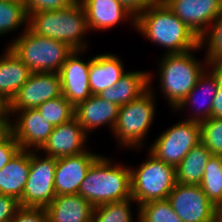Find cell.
<instances>
[{
  "label": "cell",
  "instance_id": "obj_6",
  "mask_svg": "<svg viewBox=\"0 0 222 222\" xmlns=\"http://www.w3.org/2000/svg\"><path fill=\"white\" fill-rule=\"evenodd\" d=\"M9 47L32 73H58L74 52L68 44L34 33L29 27L18 37L9 40Z\"/></svg>",
  "mask_w": 222,
  "mask_h": 222
},
{
  "label": "cell",
  "instance_id": "obj_40",
  "mask_svg": "<svg viewBox=\"0 0 222 222\" xmlns=\"http://www.w3.org/2000/svg\"><path fill=\"white\" fill-rule=\"evenodd\" d=\"M0 115H8V104L0 96Z\"/></svg>",
  "mask_w": 222,
  "mask_h": 222
},
{
  "label": "cell",
  "instance_id": "obj_4",
  "mask_svg": "<svg viewBox=\"0 0 222 222\" xmlns=\"http://www.w3.org/2000/svg\"><path fill=\"white\" fill-rule=\"evenodd\" d=\"M28 27L37 35L64 42L74 50L90 49L87 15L79 0L63 9L31 13Z\"/></svg>",
  "mask_w": 222,
  "mask_h": 222
},
{
  "label": "cell",
  "instance_id": "obj_18",
  "mask_svg": "<svg viewBox=\"0 0 222 222\" xmlns=\"http://www.w3.org/2000/svg\"><path fill=\"white\" fill-rule=\"evenodd\" d=\"M217 88L216 78L206 69L199 77L195 87L178 107H176L173 113H183V110H187L189 114L184 120L198 123L209 119L211 117L213 100L217 94Z\"/></svg>",
  "mask_w": 222,
  "mask_h": 222
},
{
  "label": "cell",
  "instance_id": "obj_32",
  "mask_svg": "<svg viewBox=\"0 0 222 222\" xmlns=\"http://www.w3.org/2000/svg\"><path fill=\"white\" fill-rule=\"evenodd\" d=\"M199 124L201 143L212 155H222V119L210 117Z\"/></svg>",
  "mask_w": 222,
  "mask_h": 222
},
{
  "label": "cell",
  "instance_id": "obj_8",
  "mask_svg": "<svg viewBox=\"0 0 222 222\" xmlns=\"http://www.w3.org/2000/svg\"><path fill=\"white\" fill-rule=\"evenodd\" d=\"M147 150L157 159L177 167L188 152L201 142L200 124L182 119L166 128Z\"/></svg>",
  "mask_w": 222,
  "mask_h": 222
},
{
  "label": "cell",
  "instance_id": "obj_3",
  "mask_svg": "<svg viewBox=\"0 0 222 222\" xmlns=\"http://www.w3.org/2000/svg\"><path fill=\"white\" fill-rule=\"evenodd\" d=\"M111 158L101 155L80 185L78 194L94 207L132 198L130 165Z\"/></svg>",
  "mask_w": 222,
  "mask_h": 222
},
{
  "label": "cell",
  "instance_id": "obj_14",
  "mask_svg": "<svg viewBox=\"0 0 222 222\" xmlns=\"http://www.w3.org/2000/svg\"><path fill=\"white\" fill-rule=\"evenodd\" d=\"M90 136L78 120L73 117L68 122L53 128L45 144L38 150L48 157L61 158L86 152Z\"/></svg>",
  "mask_w": 222,
  "mask_h": 222
},
{
  "label": "cell",
  "instance_id": "obj_29",
  "mask_svg": "<svg viewBox=\"0 0 222 222\" xmlns=\"http://www.w3.org/2000/svg\"><path fill=\"white\" fill-rule=\"evenodd\" d=\"M36 110L53 127L68 122L75 113V107L63 95L40 104Z\"/></svg>",
  "mask_w": 222,
  "mask_h": 222
},
{
  "label": "cell",
  "instance_id": "obj_2",
  "mask_svg": "<svg viewBox=\"0 0 222 222\" xmlns=\"http://www.w3.org/2000/svg\"><path fill=\"white\" fill-rule=\"evenodd\" d=\"M202 50L199 45L185 53L161 54L162 57L158 60V90L163 94L172 112L195 87L199 77L207 69L206 56L203 55V60L197 59L196 53Z\"/></svg>",
  "mask_w": 222,
  "mask_h": 222
},
{
  "label": "cell",
  "instance_id": "obj_23",
  "mask_svg": "<svg viewBox=\"0 0 222 222\" xmlns=\"http://www.w3.org/2000/svg\"><path fill=\"white\" fill-rule=\"evenodd\" d=\"M148 90L149 70H127L115 86L106 88L98 95L121 107L141 97Z\"/></svg>",
  "mask_w": 222,
  "mask_h": 222
},
{
  "label": "cell",
  "instance_id": "obj_41",
  "mask_svg": "<svg viewBox=\"0 0 222 222\" xmlns=\"http://www.w3.org/2000/svg\"><path fill=\"white\" fill-rule=\"evenodd\" d=\"M217 222H222V208L218 209V219Z\"/></svg>",
  "mask_w": 222,
  "mask_h": 222
},
{
  "label": "cell",
  "instance_id": "obj_33",
  "mask_svg": "<svg viewBox=\"0 0 222 222\" xmlns=\"http://www.w3.org/2000/svg\"><path fill=\"white\" fill-rule=\"evenodd\" d=\"M207 69L217 81V94L213 100L211 117L222 119V61H208Z\"/></svg>",
  "mask_w": 222,
  "mask_h": 222
},
{
  "label": "cell",
  "instance_id": "obj_21",
  "mask_svg": "<svg viewBox=\"0 0 222 222\" xmlns=\"http://www.w3.org/2000/svg\"><path fill=\"white\" fill-rule=\"evenodd\" d=\"M45 211L47 222H92L94 206L79 194L57 195Z\"/></svg>",
  "mask_w": 222,
  "mask_h": 222
},
{
  "label": "cell",
  "instance_id": "obj_20",
  "mask_svg": "<svg viewBox=\"0 0 222 222\" xmlns=\"http://www.w3.org/2000/svg\"><path fill=\"white\" fill-rule=\"evenodd\" d=\"M121 56L113 53L96 54L90 58L89 86L92 95H98L106 88L115 86L127 72Z\"/></svg>",
  "mask_w": 222,
  "mask_h": 222
},
{
  "label": "cell",
  "instance_id": "obj_13",
  "mask_svg": "<svg viewBox=\"0 0 222 222\" xmlns=\"http://www.w3.org/2000/svg\"><path fill=\"white\" fill-rule=\"evenodd\" d=\"M86 52L87 50H74L58 72L62 95L74 107L92 95L89 86L90 58H82Z\"/></svg>",
  "mask_w": 222,
  "mask_h": 222
},
{
  "label": "cell",
  "instance_id": "obj_37",
  "mask_svg": "<svg viewBox=\"0 0 222 222\" xmlns=\"http://www.w3.org/2000/svg\"><path fill=\"white\" fill-rule=\"evenodd\" d=\"M19 208L17 199L0 194V222H10Z\"/></svg>",
  "mask_w": 222,
  "mask_h": 222
},
{
  "label": "cell",
  "instance_id": "obj_17",
  "mask_svg": "<svg viewBox=\"0 0 222 222\" xmlns=\"http://www.w3.org/2000/svg\"><path fill=\"white\" fill-rule=\"evenodd\" d=\"M86 12L90 32H106L128 23L135 30L136 16L120 0H79ZM131 24V25H130Z\"/></svg>",
  "mask_w": 222,
  "mask_h": 222
},
{
  "label": "cell",
  "instance_id": "obj_19",
  "mask_svg": "<svg viewBox=\"0 0 222 222\" xmlns=\"http://www.w3.org/2000/svg\"><path fill=\"white\" fill-rule=\"evenodd\" d=\"M119 108L120 106L117 104L107 101L99 95H91L88 99L75 106L74 117L91 137L90 134H93L91 132H95V130L103 126L108 128V131H113Z\"/></svg>",
  "mask_w": 222,
  "mask_h": 222
},
{
  "label": "cell",
  "instance_id": "obj_9",
  "mask_svg": "<svg viewBox=\"0 0 222 222\" xmlns=\"http://www.w3.org/2000/svg\"><path fill=\"white\" fill-rule=\"evenodd\" d=\"M56 165L57 158L30 150V170L19 201L20 207L45 209L52 203L56 197L54 189Z\"/></svg>",
  "mask_w": 222,
  "mask_h": 222
},
{
  "label": "cell",
  "instance_id": "obj_5",
  "mask_svg": "<svg viewBox=\"0 0 222 222\" xmlns=\"http://www.w3.org/2000/svg\"><path fill=\"white\" fill-rule=\"evenodd\" d=\"M155 74L149 70V90L141 97L122 105L119 108V114L116 124L111 132L115 138L118 148L132 149L141 151L146 148L144 141H148L149 131L154 123L157 107V97H155V86L152 85ZM153 77V78H152ZM153 86V87H152ZM155 89V90H154ZM157 109V110H156ZM146 144V145H145ZM145 145V147H144ZM140 151H139V150Z\"/></svg>",
  "mask_w": 222,
  "mask_h": 222
},
{
  "label": "cell",
  "instance_id": "obj_34",
  "mask_svg": "<svg viewBox=\"0 0 222 222\" xmlns=\"http://www.w3.org/2000/svg\"><path fill=\"white\" fill-rule=\"evenodd\" d=\"M28 16L37 11L58 10L75 4L78 0H22Z\"/></svg>",
  "mask_w": 222,
  "mask_h": 222
},
{
  "label": "cell",
  "instance_id": "obj_26",
  "mask_svg": "<svg viewBox=\"0 0 222 222\" xmlns=\"http://www.w3.org/2000/svg\"><path fill=\"white\" fill-rule=\"evenodd\" d=\"M28 21L29 16L22 0H0V38L21 30L17 32L18 37L28 28Z\"/></svg>",
  "mask_w": 222,
  "mask_h": 222
},
{
  "label": "cell",
  "instance_id": "obj_24",
  "mask_svg": "<svg viewBox=\"0 0 222 222\" xmlns=\"http://www.w3.org/2000/svg\"><path fill=\"white\" fill-rule=\"evenodd\" d=\"M30 170V150L20 149L0 170V194L20 201Z\"/></svg>",
  "mask_w": 222,
  "mask_h": 222
},
{
  "label": "cell",
  "instance_id": "obj_10",
  "mask_svg": "<svg viewBox=\"0 0 222 222\" xmlns=\"http://www.w3.org/2000/svg\"><path fill=\"white\" fill-rule=\"evenodd\" d=\"M167 200L182 222H217L218 208L208 200L200 185L176 182Z\"/></svg>",
  "mask_w": 222,
  "mask_h": 222
},
{
  "label": "cell",
  "instance_id": "obj_22",
  "mask_svg": "<svg viewBox=\"0 0 222 222\" xmlns=\"http://www.w3.org/2000/svg\"><path fill=\"white\" fill-rule=\"evenodd\" d=\"M0 54V96L9 104L32 72L9 47Z\"/></svg>",
  "mask_w": 222,
  "mask_h": 222
},
{
  "label": "cell",
  "instance_id": "obj_36",
  "mask_svg": "<svg viewBox=\"0 0 222 222\" xmlns=\"http://www.w3.org/2000/svg\"><path fill=\"white\" fill-rule=\"evenodd\" d=\"M19 150V143L15 140L14 135L10 133L0 143V170L15 156Z\"/></svg>",
  "mask_w": 222,
  "mask_h": 222
},
{
  "label": "cell",
  "instance_id": "obj_31",
  "mask_svg": "<svg viewBox=\"0 0 222 222\" xmlns=\"http://www.w3.org/2000/svg\"><path fill=\"white\" fill-rule=\"evenodd\" d=\"M200 46L208 61H222V11L200 38Z\"/></svg>",
  "mask_w": 222,
  "mask_h": 222
},
{
  "label": "cell",
  "instance_id": "obj_35",
  "mask_svg": "<svg viewBox=\"0 0 222 222\" xmlns=\"http://www.w3.org/2000/svg\"><path fill=\"white\" fill-rule=\"evenodd\" d=\"M10 222H47V214L44 208L20 207Z\"/></svg>",
  "mask_w": 222,
  "mask_h": 222
},
{
  "label": "cell",
  "instance_id": "obj_28",
  "mask_svg": "<svg viewBox=\"0 0 222 222\" xmlns=\"http://www.w3.org/2000/svg\"><path fill=\"white\" fill-rule=\"evenodd\" d=\"M133 204L137 206V211L133 210L135 208L132 206ZM133 211L136 212V218ZM92 222H138V205L132 198H129L96 206Z\"/></svg>",
  "mask_w": 222,
  "mask_h": 222
},
{
  "label": "cell",
  "instance_id": "obj_39",
  "mask_svg": "<svg viewBox=\"0 0 222 222\" xmlns=\"http://www.w3.org/2000/svg\"><path fill=\"white\" fill-rule=\"evenodd\" d=\"M11 133V118L9 115H0V143Z\"/></svg>",
  "mask_w": 222,
  "mask_h": 222
},
{
  "label": "cell",
  "instance_id": "obj_27",
  "mask_svg": "<svg viewBox=\"0 0 222 222\" xmlns=\"http://www.w3.org/2000/svg\"><path fill=\"white\" fill-rule=\"evenodd\" d=\"M200 187L208 200L222 208V155H211L204 169Z\"/></svg>",
  "mask_w": 222,
  "mask_h": 222
},
{
  "label": "cell",
  "instance_id": "obj_30",
  "mask_svg": "<svg viewBox=\"0 0 222 222\" xmlns=\"http://www.w3.org/2000/svg\"><path fill=\"white\" fill-rule=\"evenodd\" d=\"M138 222H182L167 199L138 206Z\"/></svg>",
  "mask_w": 222,
  "mask_h": 222
},
{
  "label": "cell",
  "instance_id": "obj_38",
  "mask_svg": "<svg viewBox=\"0 0 222 222\" xmlns=\"http://www.w3.org/2000/svg\"><path fill=\"white\" fill-rule=\"evenodd\" d=\"M159 1L160 0H120V2L135 16Z\"/></svg>",
  "mask_w": 222,
  "mask_h": 222
},
{
  "label": "cell",
  "instance_id": "obj_15",
  "mask_svg": "<svg viewBox=\"0 0 222 222\" xmlns=\"http://www.w3.org/2000/svg\"><path fill=\"white\" fill-rule=\"evenodd\" d=\"M199 39L222 11V0H162Z\"/></svg>",
  "mask_w": 222,
  "mask_h": 222
},
{
  "label": "cell",
  "instance_id": "obj_1",
  "mask_svg": "<svg viewBox=\"0 0 222 222\" xmlns=\"http://www.w3.org/2000/svg\"><path fill=\"white\" fill-rule=\"evenodd\" d=\"M135 30L163 54H179L196 49L199 37L160 0L136 16Z\"/></svg>",
  "mask_w": 222,
  "mask_h": 222
},
{
  "label": "cell",
  "instance_id": "obj_16",
  "mask_svg": "<svg viewBox=\"0 0 222 222\" xmlns=\"http://www.w3.org/2000/svg\"><path fill=\"white\" fill-rule=\"evenodd\" d=\"M102 154L90 151L81 154L57 158L55 169V195L78 194L81 183L86 177L90 166Z\"/></svg>",
  "mask_w": 222,
  "mask_h": 222
},
{
  "label": "cell",
  "instance_id": "obj_11",
  "mask_svg": "<svg viewBox=\"0 0 222 222\" xmlns=\"http://www.w3.org/2000/svg\"><path fill=\"white\" fill-rule=\"evenodd\" d=\"M60 96L62 85L59 73H32L8 104V110L36 109L40 104Z\"/></svg>",
  "mask_w": 222,
  "mask_h": 222
},
{
  "label": "cell",
  "instance_id": "obj_25",
  "mask_svg": "<svg viewBox=\"0 0 222 222\" xmlns=\"http://www.w3.org/2000/svg\"><path fill=\"white\" fill-rule=\"evenodd\" d=\"M211 155L210 151L199 142L175 168L176 182L181 184L200 185L205 166Z\"/></svg>",
  "mask_w": 222,
  "mask_h": 222
},
{
  "label": "cell",
  "instance_id": "obj_7",
  "mask_svg": "<svg viewBox=\"0 0 222 222\" xmlns=\"http://www.w3.org/2000/svg\"><path fill=\"white\" fill-rule=\"evenodd\" d=\"M146 152V160L136 166L130 165L131 194L138 206L167 199L176 184L175 167Z\"/></svg>",
  "mask_w": 222,
  "mask_h": 222
},
{
  "label": "cell",
  "instance_id": "obj_12",
  "mask_svg": "<svg viewBox=\"0 0 222 222\" xmlns=\"http://www.w3.org/2000/svg\"><path fill=\"white\" fill-rule=\"evenodd\" d=\"M8 115L11 133L23 150L38 151L54 128L36 109L8 110Z\"/></svg>",
  "mask_w": 222,
  "mask_h": 222
}]
</instances>
